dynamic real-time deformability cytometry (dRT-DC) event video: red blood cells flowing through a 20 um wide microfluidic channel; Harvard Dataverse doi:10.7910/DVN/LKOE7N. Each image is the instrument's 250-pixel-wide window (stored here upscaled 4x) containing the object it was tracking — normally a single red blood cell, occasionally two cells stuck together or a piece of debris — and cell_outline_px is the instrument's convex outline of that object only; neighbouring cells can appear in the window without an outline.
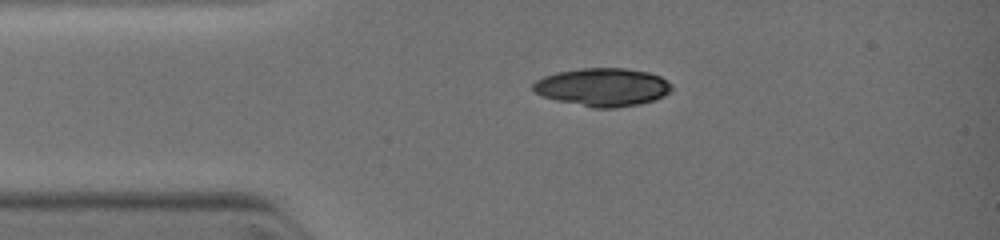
{"species": "common noctule bat (a hibernating species)", "species_latin": "Nyctalus noctula", "temperature_condition": "warm", "stored_images_in_passage": 5, "camera_frame_rate_fps": 3000, "um_per_image_px": 0.085, "animal": {"sex": "female", "body_mass_g": 19.0, "forearm_length_mm": 51.5}, "frame": {"image": 1, "passage_image": 1, "time_ms": 0.0, "image_size_px": [1000, 240], "cell_outline_px": [[672, 88], [664, 96], [656, 100], [640, 104], [616, 108], [592, 108], [556, 100], [544, 96], [536, 92], [532, 88], [532, 84], [536, 80], [544, 76], [556, 72], [580, 68], [624, 68], [648, 72], [660, 76], [672, 84]], "centroid_in_image_um": [51.24, 7.41], "position_along_channel_um": 33.8, "area_um2": 30.92}}
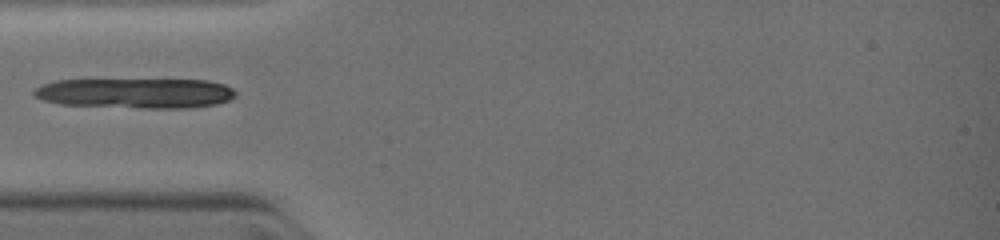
{"frame": {"image": 2, "passage_image": 3, "time_ms": 1.333, "image_size_px": [1000, 240], "cell_outline_px": [[236, 96], [228, 100], [216, 104], [188, 108], [144, 108], [64, 104], [44, 100], [36, 96], [32, 92], [36, 88], [44, 84], [56, 80], [208, 80], [224, 84], [232, 88], [236, 92]], "centroid_in_image_um": [11.58, 7.92], "position_along_channel_um": 73.4, "area_um2": 35.08}}
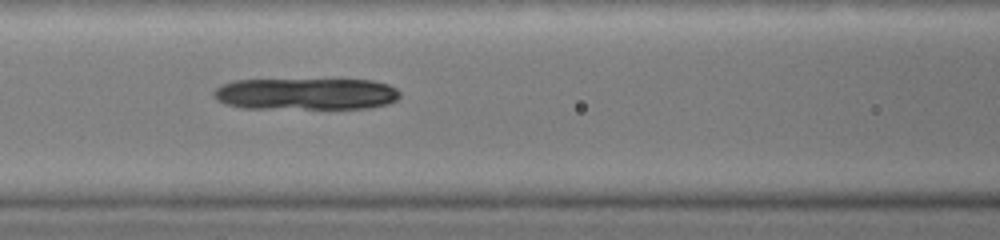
{"frame": {"image": 3, "passage_image": 5, "time_ms": 2.667, "image_size_px": [1000, 240], "cell_outline_px": [[400, 96], [396, 100], [388, 104], [372, 108], [244, 108], [228, 104], [216, 100], [212, 96], [212, 92], [216, 88], [224, 84], [236, 80], [372, 80], [388, 84], [396, 88], [400, 92]], "centroid_in_image_um": [26.03, 7.98], "position_along_channel_um": 140.6, "area_um2": 34.45}}